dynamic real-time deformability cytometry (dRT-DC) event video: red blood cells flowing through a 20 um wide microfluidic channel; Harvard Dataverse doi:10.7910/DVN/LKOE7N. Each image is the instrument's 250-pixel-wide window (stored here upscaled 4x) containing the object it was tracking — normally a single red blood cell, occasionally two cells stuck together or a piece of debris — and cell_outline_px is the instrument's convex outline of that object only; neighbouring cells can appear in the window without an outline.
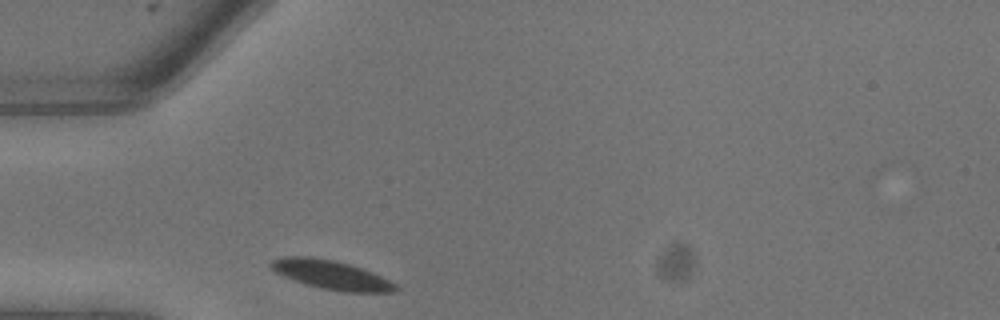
{"species": "common noctule bat (a hibernating species)", "species_latin": "Nyctalus noctula", "temperature_condition": "warm", "stored_images_in_passage": 3, "camera_frame_rate_fps": 3000, "um_per_image_px": 0.085, "animal": {"sex": "male", "body_mass_g": 13.3}, "frame": {"image": 1, "passage_image": 1, "time_ms": 0.0, "image_size_px": [1000, 320], "cell_outline_px": [[400, 288], [396, 292], [344, 292], [320, 288], [284, 276], [276, 272], [268, 264], [272, 260], [280, 256], [308, 256], [336, 260], [372, 272], [396, 284]], "centroid_in_image_um": [28.16, 23.35], "position_along_channel_um": 56.8, "area_um2": 20.92}}